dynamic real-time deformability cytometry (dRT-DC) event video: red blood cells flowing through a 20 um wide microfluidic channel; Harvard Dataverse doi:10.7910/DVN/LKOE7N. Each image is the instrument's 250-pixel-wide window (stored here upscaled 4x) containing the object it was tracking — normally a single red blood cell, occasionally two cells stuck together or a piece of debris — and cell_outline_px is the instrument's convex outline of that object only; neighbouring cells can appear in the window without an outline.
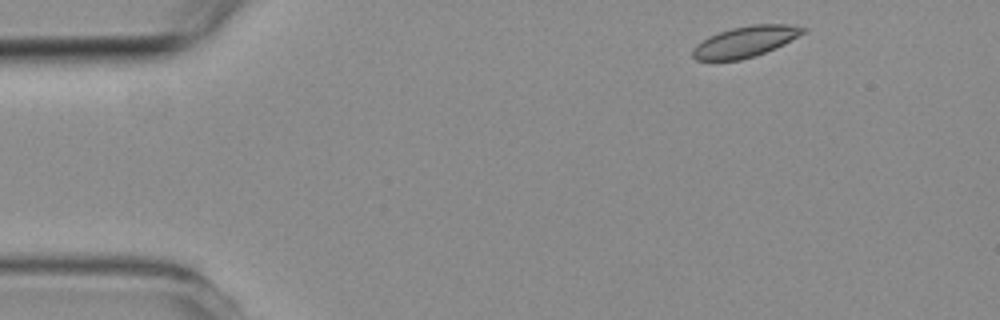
{"species": "common noctule bat (a hibernating species)", "species_latin": "Nyctalus noctula", "temperature_condition": "room temperature", "stored_images_in_passage": 3, "camera_frame_rate_fps": 3000, "um_per_image_px": 0.085, "animal": {"sex": "female", "body_mass_g": 19.3, "forearm_length_mm": 54.1}, "frame": {"image": 1, "passage_image": 3, "time_ms": 5.667, "image_size_px": [1000, 320], "cell_outline_px": [[808, 28], [804, 32], [784, 44], [764, 52], [740, 60], [696, 60], [692, 56], [692, 48], [696, 44], [708, 36], [732, 28], [752, 24], [788, 24]], "centroid_in_image_um": [63.32, 3.53], "position_along_channel_um": 21.7, "area_um2": 19.65}}